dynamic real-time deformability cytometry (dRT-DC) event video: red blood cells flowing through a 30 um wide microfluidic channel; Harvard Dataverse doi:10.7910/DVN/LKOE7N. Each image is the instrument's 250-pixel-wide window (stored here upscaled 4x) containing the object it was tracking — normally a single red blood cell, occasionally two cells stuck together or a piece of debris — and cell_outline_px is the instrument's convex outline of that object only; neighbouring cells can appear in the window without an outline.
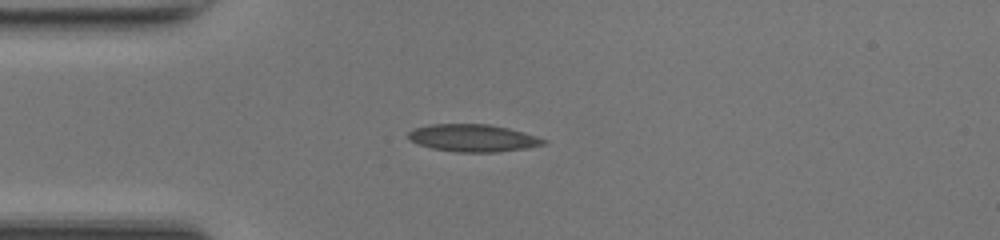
{"species": "common noctule bat (a hibernating species)", "species_latin": "Nyctalus noctula", "temperature_condition": "room temperature", "stored_images_in_passage": 30, "camera_frame_rate_fps": 3000, "um_per_image_px": 0.085, "animal": {"sex": "female", "body_mass_g": 17.0, "forearm_length_mm": 48.0}, "frame": {"image": 1, "passage_image": 1, "time_ms": 0.0, "image_size_px": [1000, 240], "cell_outline_px": [[548, 140], [544, 144], [528, 148], [496, 152], [456, 152], [432, 148], [408, 140], [408, 132], [412, 128], [432, 124], [488, 124], [508, 128], [524, 132]], "centroid_in_image_um": [40.2, 11.73], "position_along_channel_um": 44.8, "area_um2": 21.62}}
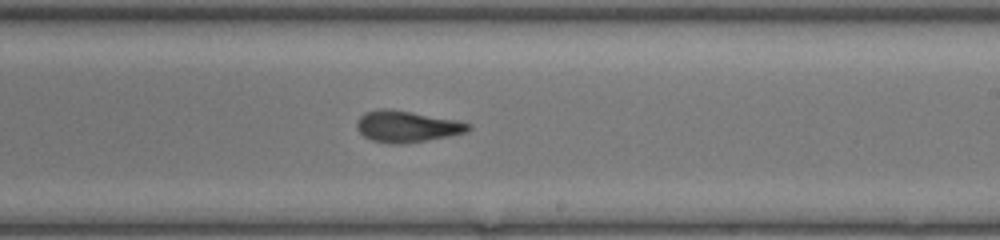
{"frame": {"image": 2, "passage_image": 17, "time_ms": 5.333, "image_size_px": [1000, 240], "cell_outline_px": [[472, 128], [468, 132], [428, 140], [400, 144], [388, 144], [372, 140], [364, 136], [356, 128], [356, 124], [360, 116], [364, 112], [380, 108], [388, 108], [460, 120], [472, 124]], "centroid_in_image_um": [34.61, 10.74], "position_along_channel_um": 254.4, "area_um2": 20.69}}
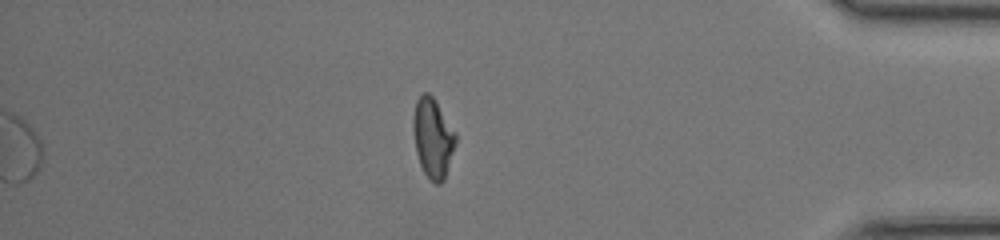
{"frame": {"image": 3, "passage_image": 30, "time_ms": 9.667, "image_size_px": [1000, 240], "cell_outline_px": [[456, 144], [444, 180], [440, 184], [436, 184], [424, 172], [420, 164], [416, 152], [412, 128], [412, 120], [416, 100], [424, 92], [428, 92], [436, 100], [456, 132]], "centroid_in_image_um": [36.79, 11.7], "position_along_channel_um": 398.4, "area_um2": 19.83}, "authors_computed_cell_mechanics": {"area_um2": 20.6057, "velocity_mm_per_s": 4.2452, "shape_relaxation_time_tau1_ms": 9.2732, "shape_relaxation_time_tau2_ms": 2.4763, "deformation_change_tau1": 0.2256, "deformation_change_tau2": 0.1032}}